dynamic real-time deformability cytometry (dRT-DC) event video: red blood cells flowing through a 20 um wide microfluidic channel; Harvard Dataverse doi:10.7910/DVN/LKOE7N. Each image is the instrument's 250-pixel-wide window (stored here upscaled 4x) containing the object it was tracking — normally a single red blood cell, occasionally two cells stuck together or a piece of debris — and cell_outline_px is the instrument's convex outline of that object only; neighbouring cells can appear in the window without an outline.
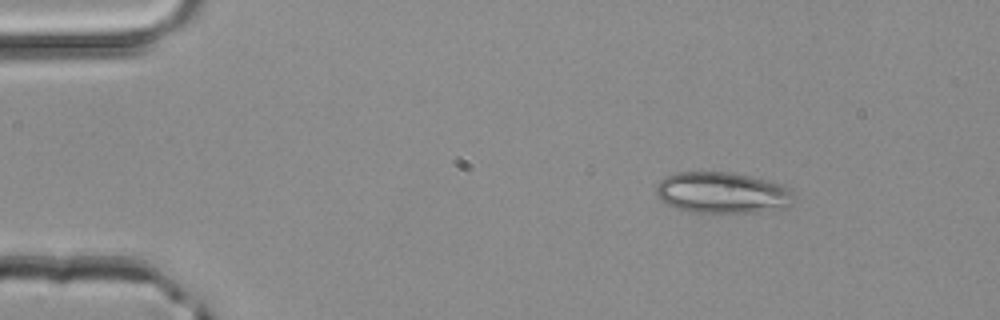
{"species": "common noctule bat (a hibernating species)", "species_latin": "Nyctalus noctula", "temperature_condition": "room temperature", "stored_images_in_passage": 2, "camera_frame_rate_fps": 3000, "um_per_image_px": 0.085, "animal": {"sex": "male", "body_mass_g": 20.4}, "frame": {"image": 1, "passage_image": 1, "time_ms": 0.0, "image_size_px": [1000, 320], "cell_outline_px": [[792, 204], [788, 208], [756, 212], [692, 212], [676, 208], [660, 200], [656, 196], [656, 188], [660, 180], [676, 172], [732, 172], [772, 180], [784, 184], [792, 192]], "centroid_in_image_um": [61.43, 16.37], "position_along_channel_um": 23.6, "area_um2": 33.35}}